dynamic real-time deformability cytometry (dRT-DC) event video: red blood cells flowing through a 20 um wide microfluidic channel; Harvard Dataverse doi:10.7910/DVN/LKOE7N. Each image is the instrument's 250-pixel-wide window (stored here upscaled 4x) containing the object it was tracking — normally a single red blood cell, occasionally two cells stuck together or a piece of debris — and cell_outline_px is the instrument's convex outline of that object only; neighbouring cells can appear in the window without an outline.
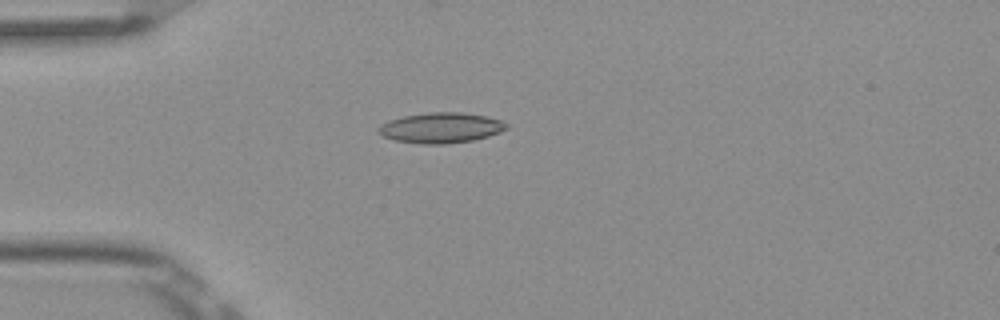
{"species": "Egyptian fruit bat (a non-hibernating species)", "species_latin": "Rousettus aegyptiacus", "temperature_condition": "room temperature", "stored_images_in_passage": 3, "camera_frame_rate_fps": 3000, "um_per_image_px": 0.085, "frame": {"image": 1, "passage_image": 2, "time_ms": 0.333, "image_size_px": [1000, 320], "cell_outline_px": [[508, 128], [500, 132], [488, 136], [472, 140], [448, 144], [424, 144], [396, 140], [384, 136], [376, 132], [376, 128], [380, 124], [388, 120], [404, 116], [428, 112], [460, 112], [488, 116], [500, 120], [508, 124]], "centroid_in_image_um": [37.47, 10.85], "position_along_channel_um": 47.5, "area_um2": 22.77}}